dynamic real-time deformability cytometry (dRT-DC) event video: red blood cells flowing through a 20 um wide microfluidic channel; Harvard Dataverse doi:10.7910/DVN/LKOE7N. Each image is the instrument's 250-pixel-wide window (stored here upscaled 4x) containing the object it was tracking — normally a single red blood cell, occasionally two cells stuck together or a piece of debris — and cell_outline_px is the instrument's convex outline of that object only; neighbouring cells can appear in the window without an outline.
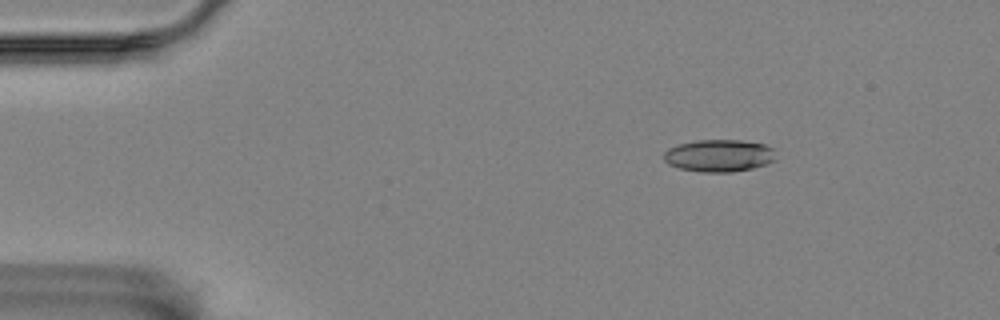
{"species": "Egyptian fruit bat (a non-hibernating species)", "species_latin": "Rousettus aegyptiacus", "temperature_condition": "room temperature", "stored_images_in_passage": 5, "camera_frame_rate_fps": 3000, "um_per_image_px": 0.085, "animal": {"sex": "female"}, "frame": {"image": 1, "passage_image": 3, "time_ms": 0.667, "image_size_px": [1000, 320], "cell_outline_px": [[776, 160], [768, 164], [752, 168], [732, 172], [700, 172], [680, 168], [668, 164], [664, 160], [664, 152], [668, 148], [680, 144], [696, 140], [740, 140], [764, 144], [772, 148]], "centroid_in_image_um": [61.12, 13.23], "position_along_channel_um": 23.9, "area_um2": 21.1}}